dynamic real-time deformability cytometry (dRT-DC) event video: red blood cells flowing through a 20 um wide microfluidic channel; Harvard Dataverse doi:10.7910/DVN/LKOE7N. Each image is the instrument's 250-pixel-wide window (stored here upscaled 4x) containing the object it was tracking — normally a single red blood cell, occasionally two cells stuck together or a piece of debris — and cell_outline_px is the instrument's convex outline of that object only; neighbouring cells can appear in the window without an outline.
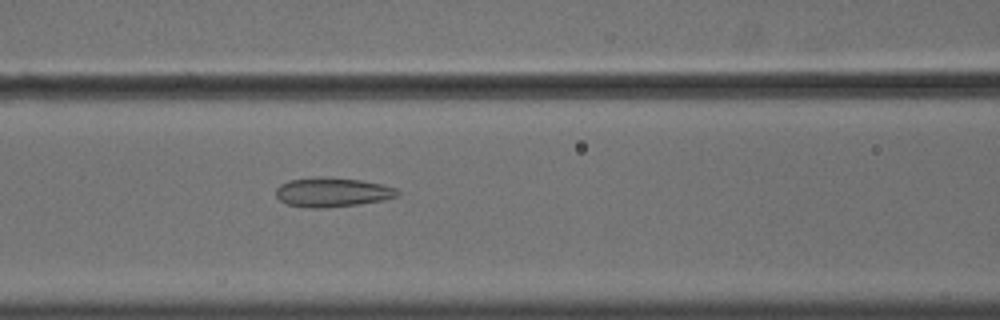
{"species": "common noctule bat (a hibernating species)", "species_latin": "Nyctalus noctula", "temperature_condition": "cold", "stored_images_in_passage": 56, "camera_frame_rate_fps": 3000, "um_per_image_px": 0.085, "animal": {"sex": "male", "body_mass_g": 18.8}, "frame": {"image": 1, "passage_image": 25, "time_ms": 8.0, "image_size_px": [1000, 320], "cell_outline_px": [[400, 196], [384, 200], [356, 204], [320, 208], [308, 208], [288, 204], [280, 200], [276, 196], [276, 188], [280, 184], [292, 180], [360, 180], [380, 184], [396, 188], [400, 192]], "centroid_in_image_um": [28.29, 16.39], "position_along_channel_um": 138.3, "area_um2": 19.65}}
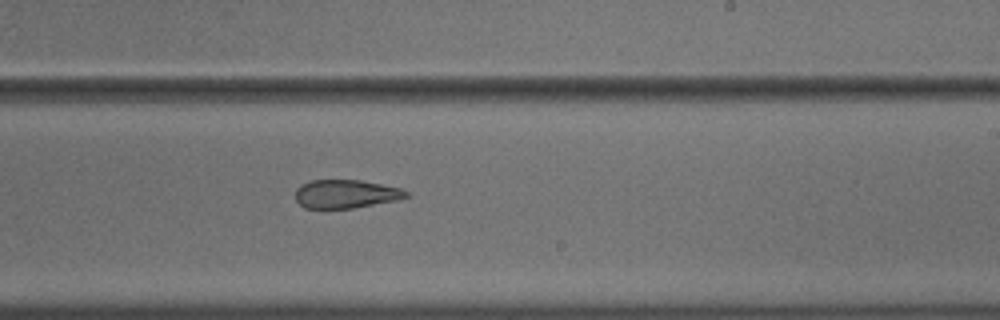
{"frame": {"image": 2, "passage_image": 35, "time_ms": 11.333, "image_size_px": [1000, 320], "cell_outline_px": [[408, 196], [396, 200], [352, 208], [304, 208], [296, 200], [296, 188], [300, 184], [312, 180], [360, 180], [400, 188], [408, 192]], "centroid_in_image_um": [29.35, 16.48], "position_along_channel_um": 259.6, "area_um2": 18.21}}
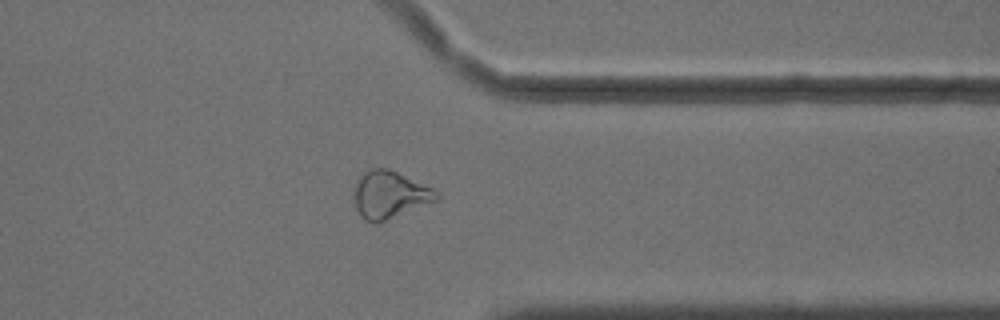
{"frame": {"image": 3, "passage_image": 45, "time_ms": 14.667, "image_size_px": [1000, 320], "cell_outline_px": [[440, 196], [436, 200], [376, 224], [372, 224], [364, 220], [360, 216], [356, 208], [352, 196], [352, 188], [356, 180], [364, 172], [372, 168], [384, 168], [396, 172], [432, 188], [440, 192]], "centroid_in_image_um": [33.04, 16.56], "position_along_channel_um": 378.4, "area_um2": 22.77}, "authors_computed_cell_mechanics": {"area_um2": 23.7847, "velocity_mm_per_s": 3.6432, "shape_relaxation_time_tau1_ms": null, "shape_relaxation_time_tau2_ms": 4.3287, "deformation_change_tau1": null, "deformation_change_tau2": 0.1179}}